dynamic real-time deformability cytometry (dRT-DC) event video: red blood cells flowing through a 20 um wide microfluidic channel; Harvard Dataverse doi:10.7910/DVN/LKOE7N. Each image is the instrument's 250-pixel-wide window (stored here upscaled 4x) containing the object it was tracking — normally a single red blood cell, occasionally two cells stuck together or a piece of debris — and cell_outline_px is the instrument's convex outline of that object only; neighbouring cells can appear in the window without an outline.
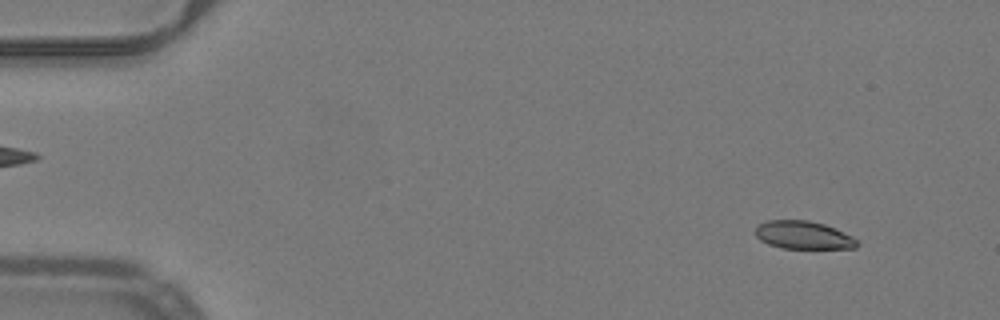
{"species": "common noctule bat (a hibernating species)", "species_latin": "Nyctalus noctula", "temperature_condition": "warm", "stored_images_in_passage": 52, "camera_frame_rate_fps": 3000, "um_per_image_px": 0.085, "animal": {"sex": "male", "body_mass_g": 19.2, "forearm_length_mm": 51.8}, "frame": {"image": 1, "passage_image": 5, "time_ms": 1.333, "image_size_px": [1000, 320], "cell_outline_px": [[860, 244], [856, 248], [780, 248], [768, 244], [760, 240], [756, 236], [756, 228], [760, 224], [768, 220], [808, 220], [824, 224], [836, 228], [852, 236]], "centroid_in_image_um": [68.3, 19.98], "position_along_channel_um": 16.7, "area_um2": 16.59}}
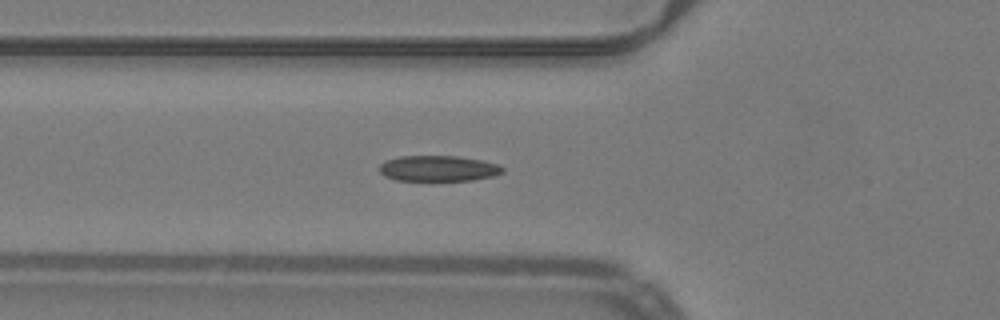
{"frame": {"image": 2, "passage_image": 19, "time_ms": 6.0, "image_size_px": [1000, 320], "cell_outline_px": [[504, 172], [492, 176], [472, 180], [396, 180], [384, 176], [380, 172], [380, 164], [384, 160], [400, 156], [456, 156], [480, 160], [500, 164], [504, 168]], "centroid_in_image_um": [37.25, 14.31], "position_along_channel_um": 88.6, "area_um2": 18.44}}
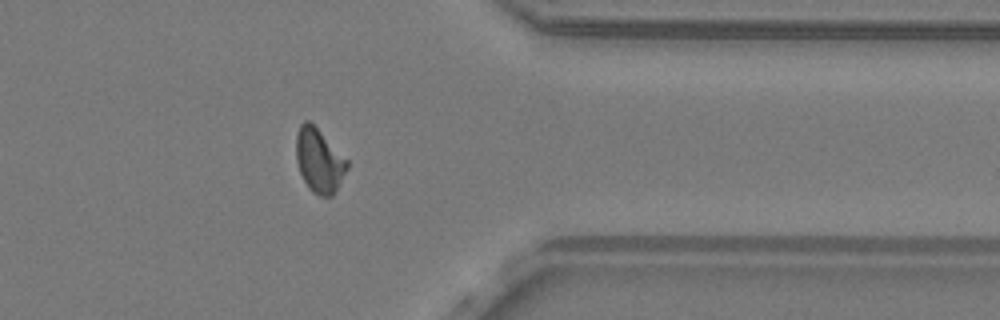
{"frame": {"image": 3, "passage_image": 42, "time_ms": 13.667, "image_size_px": [1000, 320], "cell_outline_px": [[348, 168], [332, 196], [320, 196], [312, 192], [308, 188], [300, 172], [296, 160], [296, 136], [300, 124], [304, 120], [308, 120], [348, 160]], "centroid_in_image_um": [27.11, 13.66], "position_along_channel_um": 384.3, "area_um2": 18.73}, "authors_computed_cell_mechanics": {"area_um2": 18.2359, "velocity_mm_per_s": 3.9972, "shape_relaxation_time_tau1_ms": 8.2573, "shape_relaxation_time_tau2_ms": 2.0237, "deformation_change_tau1": 0.2001, "deformation_change_tau2": 0.0766}}